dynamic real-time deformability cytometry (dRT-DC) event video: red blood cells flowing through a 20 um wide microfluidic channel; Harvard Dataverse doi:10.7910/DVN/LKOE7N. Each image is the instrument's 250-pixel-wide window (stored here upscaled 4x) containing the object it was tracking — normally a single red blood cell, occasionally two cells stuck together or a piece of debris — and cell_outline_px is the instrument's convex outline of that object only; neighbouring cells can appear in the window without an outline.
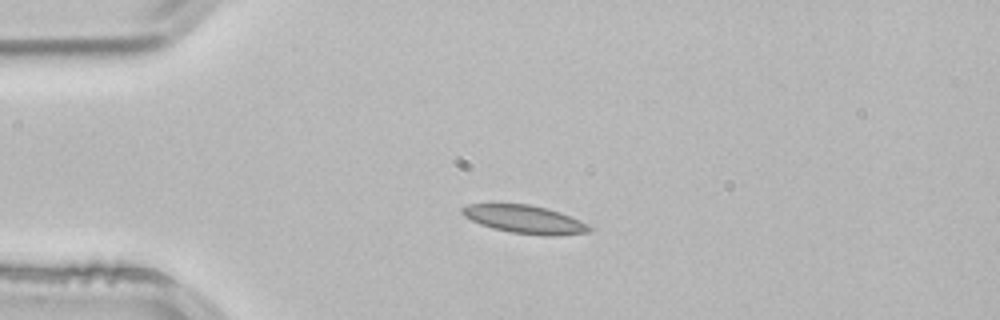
{"species": "common noctule bat (a hibernating species)", "species_latin": "Nyctalus noctula", "temperature_condition": "room temperature", "stored_images_in_passage": 2, "camera_frame_rate_fps": 3000, "um_per_image_px": 0.085, "animal": {"sex": "male", "body_mass_g": 21.5, "forearm_length_mm": 52.0}, "frame": {"image": 1, "passage_image": 1, "time_ms": 0.0, "image_size_px": [1000, 320], "cell_outline_px": [[592, 228], [588, 232], [552, 236], [540, 236], [512, 232], [492, 228], [480, 224], [464, 216], [460, 212], [460, 208], [468, 204], [532, 204], [548, 208], [560, 212], [588, 224]], "centroid_in_image_um": [44.59, 18.64], "position_along_channel_um": 40.4, "area_um2": 20.87}}
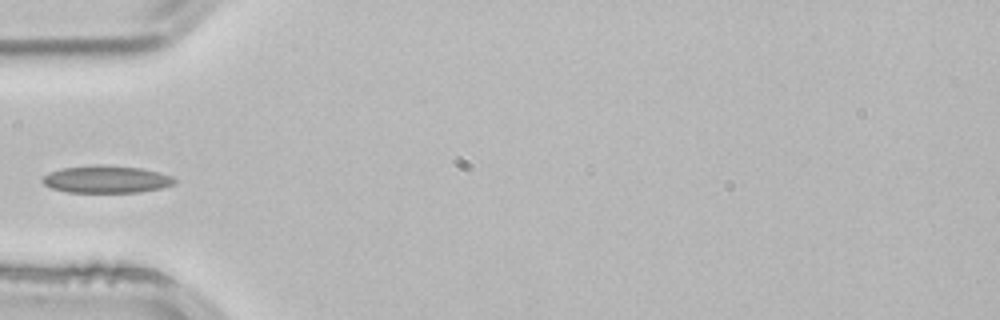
{"frame": {"image": 2, "passage_image": 2, "time_ms": 0.333, "image_size_px": [1000, 320], "cell_outline_px": [[176, 184], [160, 188], [140, 192], [68, 192], [52, 188], [44, 184], [40, 180], [48, 172], [60, 168], [96, 164], [140, 168], [172, 176], [176, 180]], "centroid_in_image_um": [9.01, 15.23], "position_along_channel_um": 76.0, "area_um2": 21.04}}